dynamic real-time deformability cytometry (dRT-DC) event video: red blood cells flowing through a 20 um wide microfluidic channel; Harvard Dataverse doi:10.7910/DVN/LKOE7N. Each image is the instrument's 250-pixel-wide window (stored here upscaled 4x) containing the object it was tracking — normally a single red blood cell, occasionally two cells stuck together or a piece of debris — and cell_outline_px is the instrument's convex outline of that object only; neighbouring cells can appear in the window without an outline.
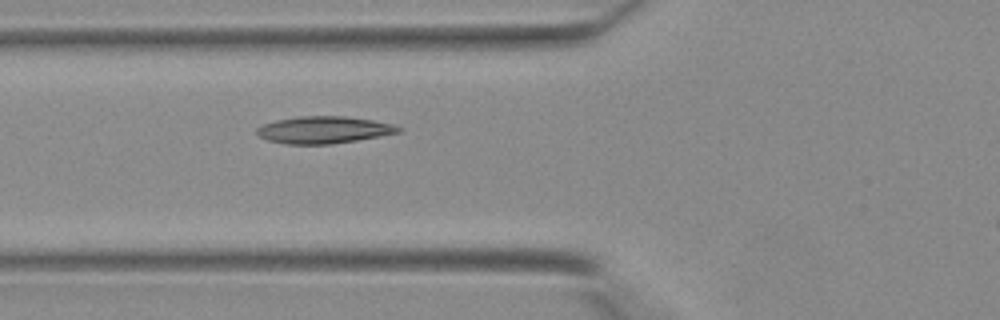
{"species": "Egyptian fruit bat (a non-hibernating species)", "species_latin": "Rousettus aegyptiacus", "temperature_condition": "warm", "stored_images_in_passage": 27, "camera_frame_rate_fps": 3000, "um_per_image_px": 0.085, "animal": {"sex": "female"}, "frame": {"image": 1, "passage_image": 4, "time_ms": 1.0, "image_size_px": [1000, 320], "cell_outline_px": [[404, 128], [400, 132], [356, 140], [332, 144], [284, 144], [268, 140], [260, 136], [256, 132], [256, 128], [264, 124], [276, 120], [300, 116], [344, 116], [372, 120], [392, 124]], "centroid_in_image_um": [27.51, 11.04], "position_along_channel_um": 98.3, "area_um2": 22.2}}
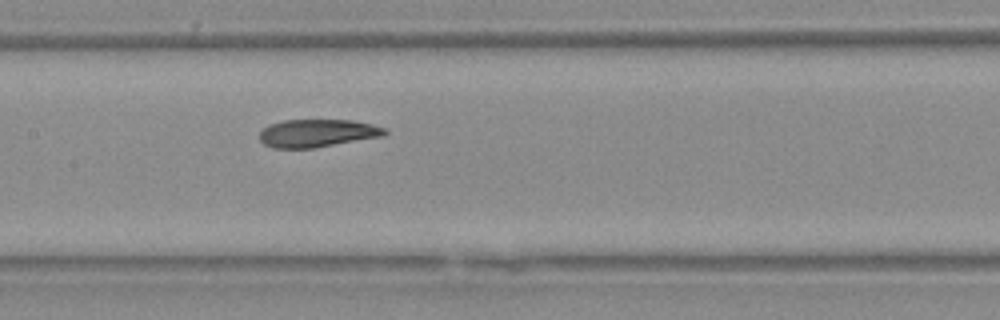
{"frame": {"image": 2, "passage_image": 9, "time_ms": 2.667, "image_size_px": [1000, 320], "cell_outline_px": [[388, 132], [384, 136], [312, 148], [272, 148], [264, 144], [260, 140], [260, 132], [268, 124], [284, 120], [352, 120], [372, 124], [388, 128]], "centroid_in_image_um": [26.99, 11.31], "position_along_channel_um": 180.4, "area_um2": 20.4}}
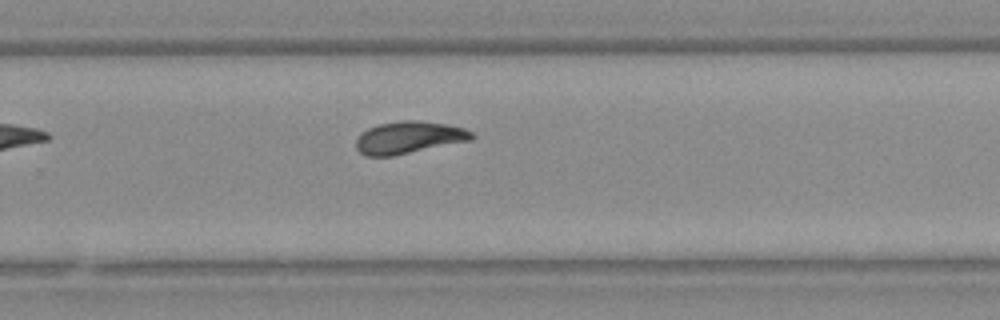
{"frame": {"image": 3, "passage_image": 16, "time_ms": 5.0, "image_size_px": [1000, 320], "cell_outline_px": [[476, 136], [472, 140], [392, 156], [364, 156], [356, 148], [356, 140], [368, 128], [380, 124], [404, 120], [420, 120], [448, 124], [464, 128], [472, 132]], "centroid_in_image_um": [34.79, 11.69], "position_along_channel_um": 295.0, "area_um2": 21.68}}